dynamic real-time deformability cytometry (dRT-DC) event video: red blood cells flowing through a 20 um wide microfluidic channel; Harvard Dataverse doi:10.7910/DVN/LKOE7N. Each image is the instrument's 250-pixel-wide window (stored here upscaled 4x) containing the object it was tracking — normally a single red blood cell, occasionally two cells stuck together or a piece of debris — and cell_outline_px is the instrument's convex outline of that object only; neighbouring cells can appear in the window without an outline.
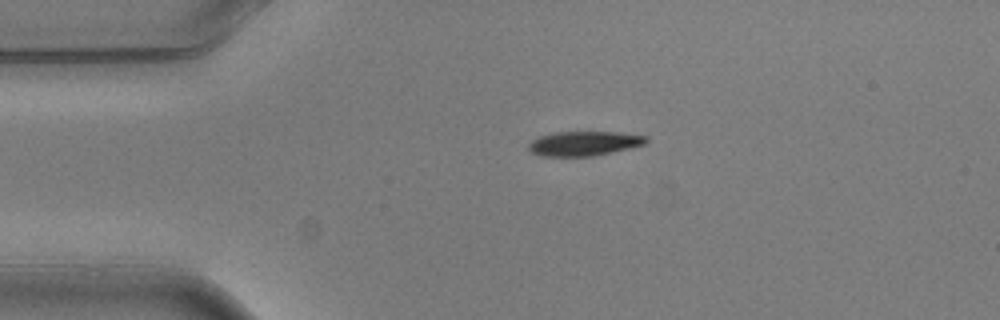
{"species": "common noctule bat (a hibernating species)", "species_latin": "Nyctalus noctula", "temperature_condition": "warm", "stored_images_in_passage": 3, "camera_frame_rate_fps": 3000, "um_per_image_px": 0.085, "animal": {"sex": "male", "body_mass_g": 20.5, "forearm_length_mm": 52.5}, "frame": {"image": 1, "passage_image": 1, "time_ms": 0.0, "image_size_px": [1000, 320], "cell_outline_px": [[648, 140], [644, 144], [628, 148], [592, 156], [540, 156], [532, 152], [528, 148], [528, 144], [532, 140], [540, 136], [556, 132], [620, 132], [648, 136]], "centroid_in_image_um": [49.63, 12.19], "position_along_channel_um": 35.4, "area_um2": 16.65}}
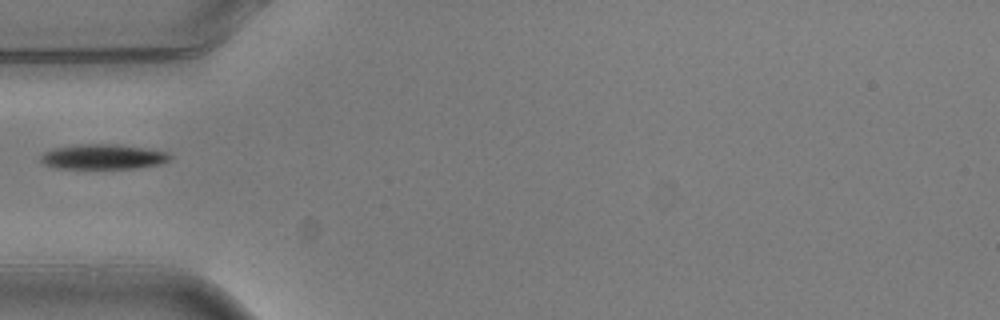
{"frame": {"image": 2, "passage_image": 2, "time_ms": 0.333, "image_size_px": [1000, 320], "cell_outline_px": [[172, 160], [160, 164], [136, 168], [56, 168], [44, 164], [40, 160], [40, 156], [44, 152], [52, 148], [76, 144], [116, 144], [168, 152], [172, 156]], "centroid_in_image_um": [8.75, 13.32], "position_along_channel_um": 76.2, "area_um2": 18.9}}
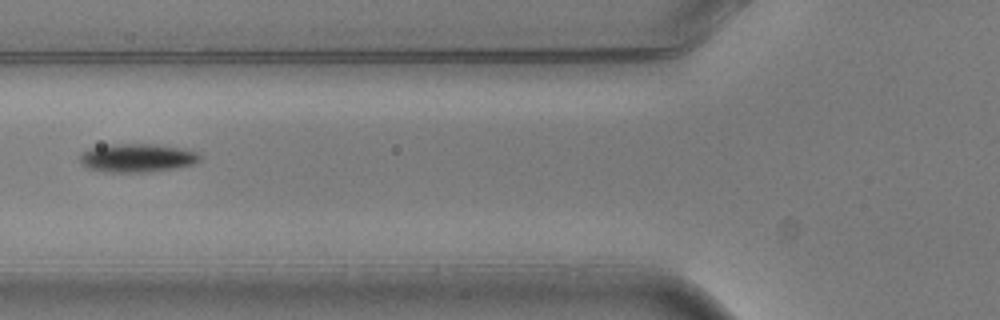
{"frame": {"image": 3, "passage_image": 3, "time_ms": 0.667, "image_size_px": [1000, 320], "cell_outline_px": [[200, 160], [196, 164], [176, 168], [148, 172], [104, 172], [88, 168], [80, 160], [80, 156], [88, 148], [104, 144], [152, 144], [176, 148], [196, 152], [200, 156]], "centroid_in_image_um": [11.64, 13.43], "position_along_channel_um": 114.2, "area_um2": 19.83}}